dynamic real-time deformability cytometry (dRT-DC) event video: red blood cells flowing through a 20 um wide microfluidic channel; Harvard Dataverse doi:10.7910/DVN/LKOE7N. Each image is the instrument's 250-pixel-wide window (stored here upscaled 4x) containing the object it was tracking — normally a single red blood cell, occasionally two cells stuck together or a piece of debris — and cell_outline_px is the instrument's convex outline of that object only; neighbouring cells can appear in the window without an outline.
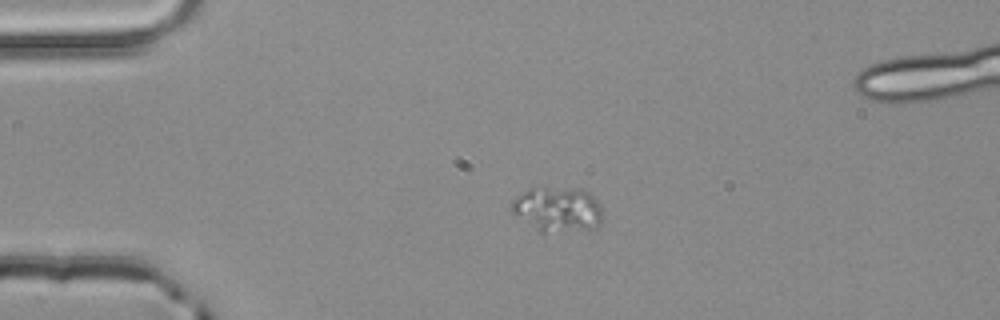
{"species": "common noctule bat (a hibernating species)", "species_latin": "Nyctalus noctula", "temperature_condition": "room temperature", "stored_images_in_passage": 3, "camera_frame_rate_fps": 3000, "um_per_image_px": 0.085, "animal": {"sex": "male", "body_mass_g": 20.4}, "frame": {"image": 1, "passage_image": 1, "time_ms": 0.0, "image_size_px": [1000, 320], "cell_outline_px": [[600, 224], [592, 228], [544, 232], [540, 232], [512, 212], [512, 200], [516, 196], [528, 188], [544, 184], [580, 188], [588, 192], [600, 204]], "centroid_in_image_um": [47.35, 17.7], "position_along_channel_um": 37.6, "area_um2": 24.04}}
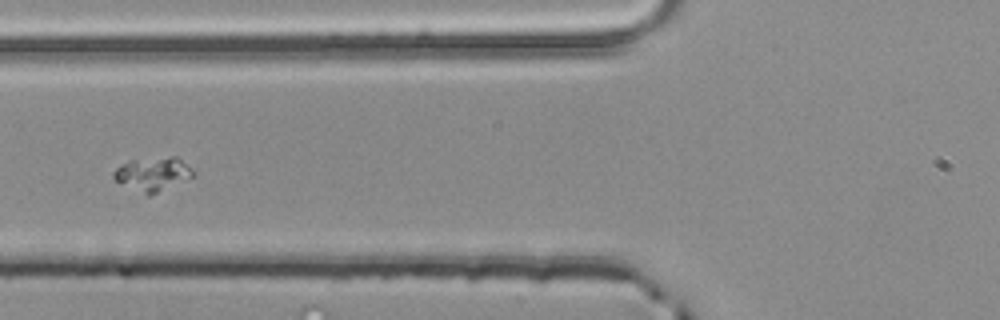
{"frame": {"image": 2, "passage_image": 3, "time_ms": 0.667, "image_size_px": [1000, 320], "cell_outline_px": [[192, 176], [148, 196], [116, 180], [112, 176], [112, 172], [120, 164], [132, 160], [172, 156], [176, 156], [192, 168]], "centroid_in_image_um": [12.95, 14.76], "position_along_channel_um": 112.9, "area_um2": 15.09}}